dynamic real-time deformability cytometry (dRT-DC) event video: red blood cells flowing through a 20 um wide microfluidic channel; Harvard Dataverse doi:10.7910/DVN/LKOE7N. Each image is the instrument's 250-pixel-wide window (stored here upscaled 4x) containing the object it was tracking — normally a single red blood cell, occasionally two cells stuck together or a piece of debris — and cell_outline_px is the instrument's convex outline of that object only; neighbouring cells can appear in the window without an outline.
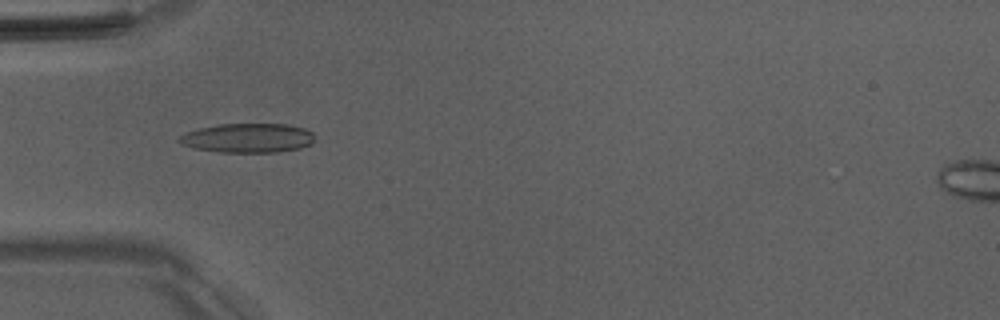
{"species": "Egyptian fruit bat (a non-hibernating species)", "species_latin": "Rousettus aegyptiacus", "temperature_condition": "room temperature", "stored_images_in_passage": 6, "camera_frame_rate_fps": 3000, "um_per_image_px": 0.085, "animal": {"sex": "male"}, "frame": {"image": 1, "passage_image": 3, "time_ms": 0.667, "image_size_px": [1000, 320], "cell_outline_px": [[316, 140], [312, 144], [300, 148], [276, 152], [220, 152], [192, 148], [180, 144], [176, 140], [184, 132], [200, 128], [220, 124], [288, 124], [304, 128], [312, 132], [316, 136]], "centroid_in_image_um": [21.07, 11.73], "position_along_channel_um": 63.9, "area_um2": 23.41}}